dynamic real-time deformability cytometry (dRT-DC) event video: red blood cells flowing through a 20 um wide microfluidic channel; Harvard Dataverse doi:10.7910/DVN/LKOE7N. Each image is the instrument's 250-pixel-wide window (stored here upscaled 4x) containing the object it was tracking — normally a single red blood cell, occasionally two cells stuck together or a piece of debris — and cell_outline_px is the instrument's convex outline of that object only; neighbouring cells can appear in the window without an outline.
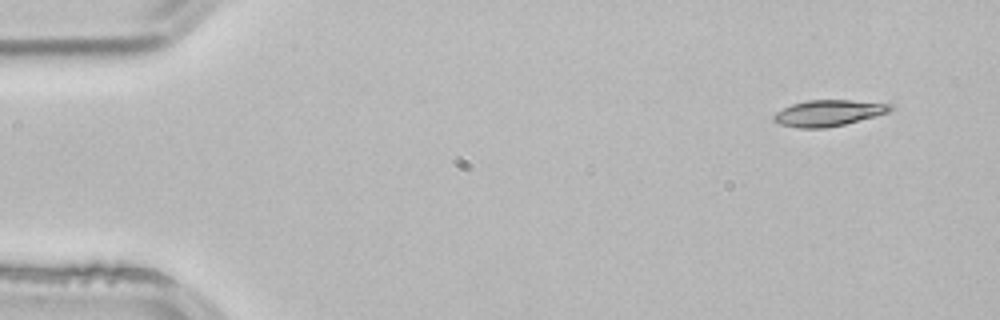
{"species": "common noctule bat (a hibernating species)", "species_latin": "Nyctalus noctula", "temperature_condition": "room temperature", "stored_images_in_passage": 3, "camera_frame_rate_fps": 3000, "um_per_image_px": 0.085, "animal": {"sex": "male", "body_mass_g": 21.5, "forearm_length_mm": 52.0}, "frame": {"image": 1, "passage_image": 1, "time_ms": 0.0, "image_size_px": [1000, 320], "cell_outline_px": [[892, 108], [888, 112], [876, 116], [844, 124], [824, 128], [796, 128], [780, 124], [772, 120], [772, 116], [776, 112], [792, 104], [808, 100], [848, 100], [892, 104]], "centroid_in_image_um": [70.38, 9.61], "position_along_channel_um": 14.6, "area_um2": 17.63}}
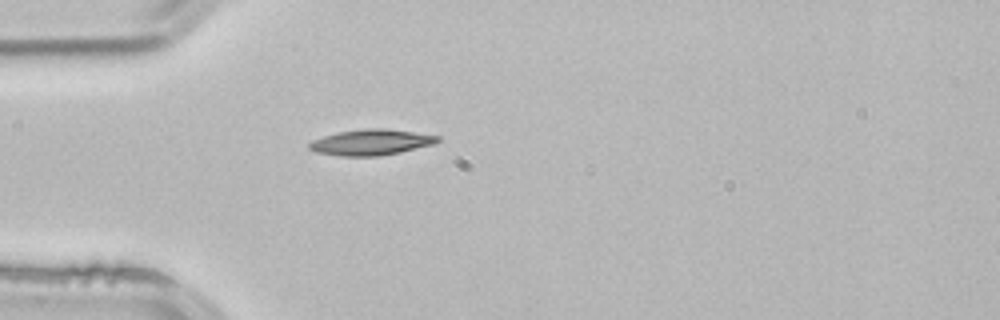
{"frame": {"image": 2, "passage_image": 3, "time_ms": 0.667, "image_size_px": [1000, 320], "cell_outline_px": [[440, 140], [436, 144], [400, 152], [380, 156], [340, 156], [316, 152], [308, 148], [308, 144], [312, 140], [336, 132], [364, 128], [384, 128], [440, 136]], "centroid_in_image_um": [31.54, 12.09], "position_along_channel_um": 53.5, "area_um2": 19.42}}